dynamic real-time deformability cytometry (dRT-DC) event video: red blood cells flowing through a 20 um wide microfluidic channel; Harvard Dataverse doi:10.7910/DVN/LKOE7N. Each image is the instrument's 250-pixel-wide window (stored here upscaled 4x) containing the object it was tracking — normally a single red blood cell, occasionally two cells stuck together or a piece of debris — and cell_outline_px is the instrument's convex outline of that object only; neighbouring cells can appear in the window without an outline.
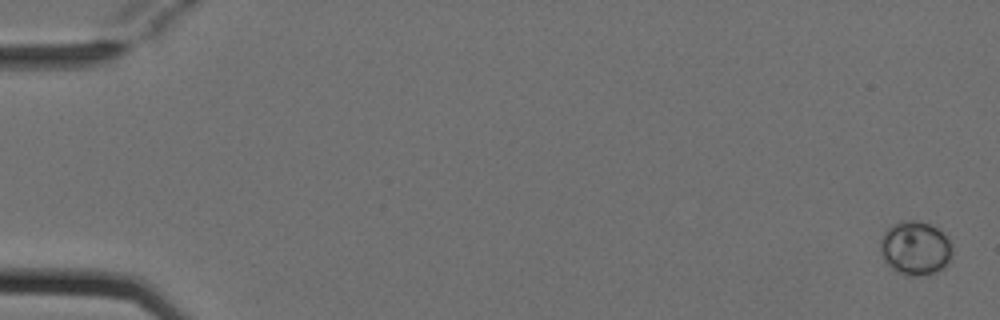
{"species": "Egyptian fruit bat (a non-hibernating species)", "species_latin": "Rousettus aegyptiacus", "temperature_condition": "cold", "stored_images_in_passage": 6, "camera_frame_rate_fps": 3000, "um_per_image_px": 0.085, "animal": {"sex": "female"}, "frame": {"image": 1, "passage_image": 1, "time_ms": 0.0, "image_size_px": [1000, 320], "cell_outline_px": [[952, 256], [948, 264], [944, 268], [936, 272], [920, 276], [908, 276], [896, 272], [884, 260], [880, 252], [880, 236], [888, 228], [896, 224], [908, 220], [912, 220], [928, 224], [936, 228], [948, 236], [952, 240]], "centroid_in_image_um": [77.83, 21.12], "position_along_channel_um": 7.2, "area_um2": 22.83}}
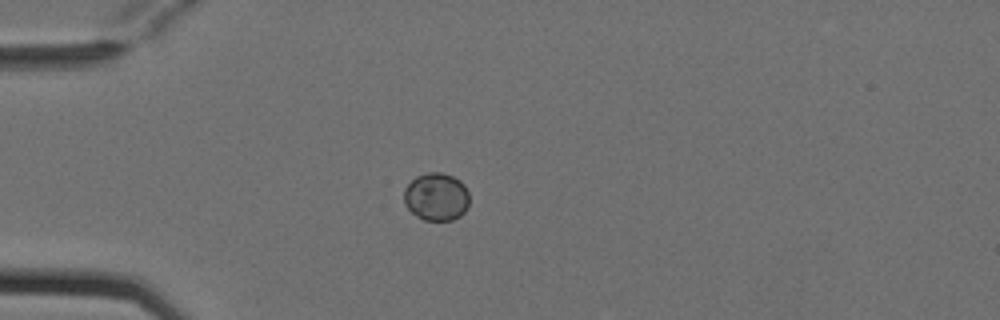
{"frame": {"image": 2, "passage_image": 5, "time_ms": 1.333, "image_size_px": [1000, 320], "cell_outline_px": [[468, 208], [460, 216], [452, 220], [424, 220], [416, 216], [404, 204], [404, 188], [416, 176], [428, 172], [440, 172], [452, 176], [460, 180], [464, 184], [468, 192]], "centroid_in_image_um": [37.09, 16.72], "position_along_channel_um": 47.9, "area_um2": 18.32}}
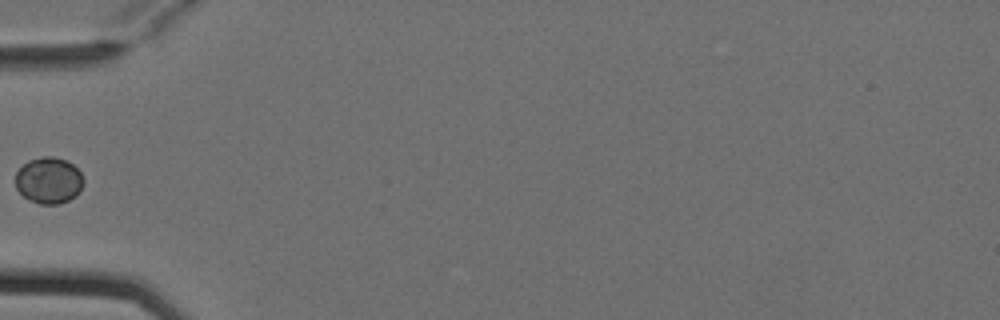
{"frame": {"image": 3, "passage_image": 6, "time_ms": 1.667, "image_size_px": [1000, 320], "cell_outline_px": [[84, 184], [80, 192], [76, 196], [68, 200], [56, 204], [40, 204], [28, 200], [16, 188], [16, 172], [28, 160], [40, 156], [52, 156], [68, 160], [80, 172], [84, 180]], "centroid_in_image_um": [4.16, 15.32], "position_along_channel_um": 80.8, "area_um2": 18.55}}